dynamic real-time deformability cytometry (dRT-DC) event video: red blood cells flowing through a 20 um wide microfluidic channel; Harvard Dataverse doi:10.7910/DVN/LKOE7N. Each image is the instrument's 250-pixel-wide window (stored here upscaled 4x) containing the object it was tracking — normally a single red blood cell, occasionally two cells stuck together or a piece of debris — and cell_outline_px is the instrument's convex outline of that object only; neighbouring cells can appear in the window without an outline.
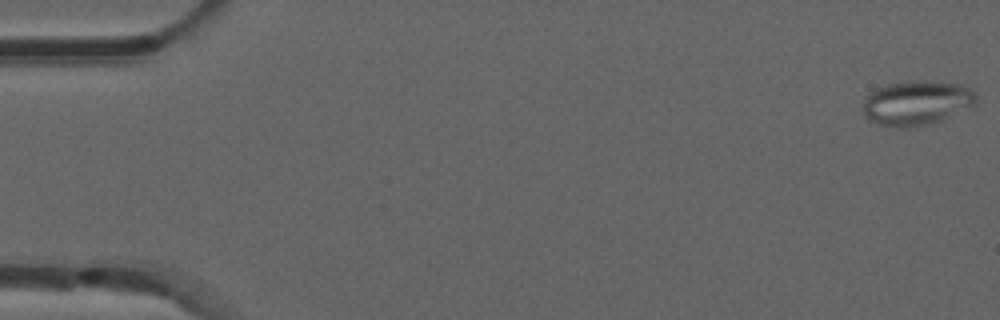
{"species": "common noctule bat (a hibernating species)", "species_latin": "Nyctalus noctula", "temperature_condition": "room temperature", "stored_images_in_passage": 53, "camera_frame_rate_fps": 3000, "um_per_image_px": 0.085, "animal": {"sex": "male", "forearm_length_mm": 52.5}, "frame": {"image": 1, "passage_image": 1, "time_ms": 0.0, "image_size_px": [1000, 320], "cell_outline_px": [[976, 104], [940, 120], [928, 124], [908, 128], [900, 128], [880, 124], [868, 120], [864, 116], [864, 100], [868, 92], [876, 88], [888, 84], [908, 80], [924, 80], [964, 84], [976, 92]], "centroid_in_image_um": [77.91, 8.72], "position_along_channel_um": 7.1, "area_um2": 29.65}}
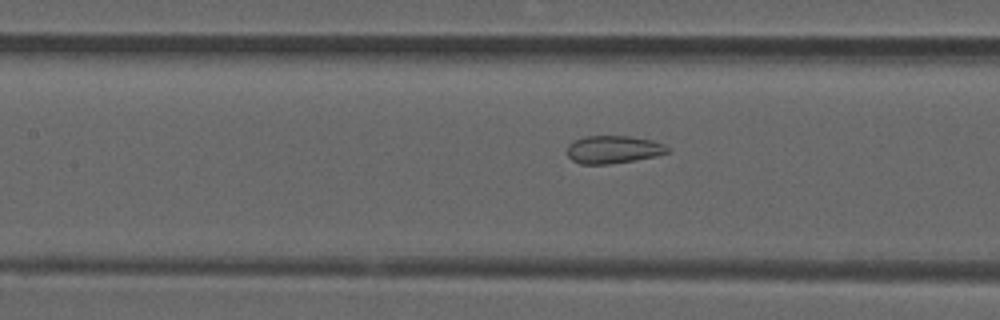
{"frame": {"image": 2, "passage_image": 24, "time_ms": 7.667, "image_size_px": [1000, 320], "cell_outline_px": [[668, 152], [656, 156], [608, 164], [580, 164], [572, 160], [568, 156], [568, 144], [572, 140], [584, 136], [628, 136], [652, 140], [664, 144], [668, 148]], "centroid_in_image_um": [52.09, 12.7], "position_along_channel_um": 155.3, "area_um2": 16.18}}
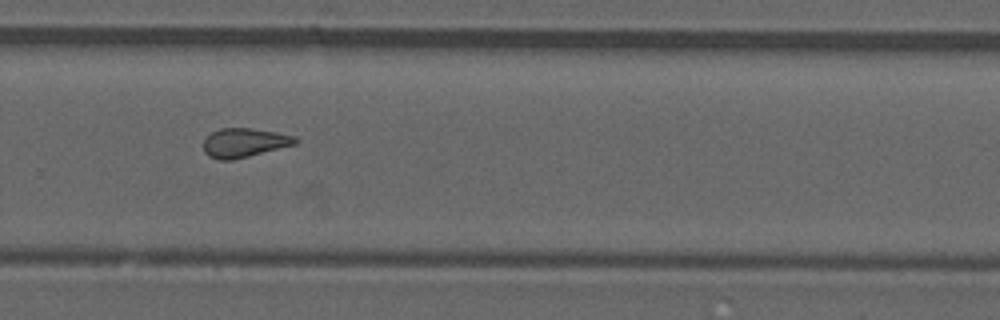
{"frame": {"image": 3, "passage_image": 36, "time_ms": 11.667, "image_size_px": [1000, 320], "cell_outline_px": [[300, 140], [296, 144], [232, 160], [220, 160], [208, 156], [204, 152], [204, 140], [212, 132], [220, 128], [252, 128], [276, 132], [296, 136]], "centroid_in_image_um": [20.78, 12.12], "position_along_channel_um": 309.0, "area_um2": 15.55}, "authors_computed_cell_mechanics": {"area_um2": 16.2996, "velocity_mm_per_s": 3.8692, "shape_relaxation_time_tau1_ms": null, "shape_relaxation_time_tau2_ms": 1.0091, "deformation_change_tau1": null, "deformation_change_tau2": 0.0798}}